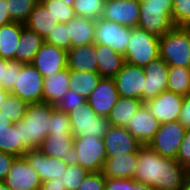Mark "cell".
Instances as JSON below:
<instances>
[{
  "label": "cell",
  "instance_id": "cell-1",
  "mask_svg": "<svg viewBox=\"0 0 190 190\" xmlns=\"http://www.w3.org/2000/svg\"><path fill=\"white\" fill-rule=\"evenodd\" d=\"M189 174L176 159L164 157L148 145H142L138 150V167L133 179L154 190H181Z\"/></svg>",
  "mask_w": 190,
  "mask_h": 190
},
{
  "label": "cell",
  "instance_id": "cell-2",
  "mask_svg": "<svg viewBox=\"0 0 190 190\" xmlns=\"http://www.w3.org/2000/svg\"><path fill=\"white\" fill-rule=\"evenodd\" d=\"M55 109V105L48 102L29 103L23 119L14 123L20 127L21 144L27 150L38 149L48 135Z\"/></svg>",
  "mask_w": 190,
  "mask_h": 190
},
{
  "label": "cell",
  "instance_id": "cell-3",
  "mask_svg": "<svg viewBox=\"0 0 190 190\" xmlns=\"http://www.w3.org/2000/svg\"><path fill=\"white\" fill-rule=\"evenodd\" d=\"M159 57L169 67L190 68V32L184 26H174L160 36Z\"/></svg>",
  "mask_w": 190,
  "mask_h": 190
},
{
  "label": "cell",
  "instance_id": "cell-4",
  "mask_svg": "<svg viewBox=\"0 0 190 190\" xmlns=\"http://www.w3.org/2000/svg\"><path fill=\"white\" fill-rule=\"evenodd\" d=\"M173 0H142L137 27L162 36L175 25L172 22Z\"/></svg>",
  "mask_w": 190,
  "mask_h": 190
},
{
  "label": "cell",
  "instance_id": "cell-5",
  "mask_svg": "<svg viewBox=\"0 0 190 190\" xmlns=\"http://www.w3.org/2000/svg\"><path fill=\"white\" fill-rule=\"evenodd\" d=\"M160 37L138 27L132 28L124 60L126 63L145 68L159 58Z\"/></svg>",
  "mask_w": 190,
  "mask_h": 190
},
{
  "label": "cell",
  "instance_id": "cell-6",
  "mask_svg": "<svg viewBox=\"0 0 190 190\" xmlns=\"http://www.w3.org/2000/svg\"><path fill=\"white\" fill-rule=\"evenodd\" d=\"M68 116L74 137L89 135L103 138L110 127L108 117L97 115L88 103L74 108Z\"/></svg>",
  "mask_w": 190,
  "mask_h": 190
},
{
  "label": "cell",
  "instance_id": "cell-7",
  "mask_svg": "<svg viewBox=\"0 0 190 190\" xmlns=\"http://www.w3.org/2000/svg\"><path fill=\"white\" fill-rule=\"evenodd\" d=\"M186 131L178 120L160 124V128L147 145L164 157L176 159Z\"/></svg>",
  "mask_w": 190,
  "mask_h": 190
},
{
  "label": "cell",
  "instance_id": "cell-8",
  "mask_svg": "<svg viewBox=\"0 0 190 190\" xmlns=\"http://www.w3.org/2000/svg\"><path fill=\"white\" fill-rule=\"evenodd\" d=\"M78 164L89 172H100L107 159L103 138L89 135L74 138Z\"/></svg>",
  "mask_w": 190,
  "mask_h": 190
},
{
  "label": "cell",
  "instance_id": "cell-9",
  "mask_svg": "<svg viewBox=\"0 0 190 190\" xmlns=\"http://www.w3.org/2000/svg\"><path fill=\"white\" fill-rule=\"evenodd\" d=\"M44 77L31 63H23L10 94L26 103L43 102Z\"/></svg>",
  "mask_w": 190,
  "mask_h": 190
},
{
  "label": "cell",
  "instance_id": "cell-10",
  "mask_svg": "<svg viewBox=\"0 0 190 190\" xmlns=\"http://www.w3.org/2000/svg\"><path fill=\"white\" fill-rule=\"evenodd\" d=\"M132 28L99 18L96 20L95 44L109 46L114 51L125 54L130 41Z\"/></svg>",
  "mask_w": 190,
  "mask_h": 190
},
{
  "label": "cell",
  "instance_id": "cell-11",
  "mask_svg": "<svg viewBox=\"0 0 190 190\" xmlns=\"http://www.w3.org/2000/svg\"><path fill=\"white\" fill-rule=\"evenodd\" d=\"M113 79L120 97L135 98L142 101V89H144L146 80L143 67L125 62Z\"/></svg>",
  "mask_w": 190,
  "mask_h": 190
},
{
  "label": "cell",
  "instance_id": "cell-12",
  "mask_svg": "<svg viewBox=\"0 0 190 190\" xmlns=\"http://www.w3.org/2000/svg\"><path fill=\"white\" fill-rule=\"evenodd\" d=\"M184 96L171 91H163L157 97L144 103L160 124L178 120Z\"/></svg>",
  "mask_w": 190,
  "mask_h": 190
},
{
  "label": "cell",
  "instance_id": "cell-13",
  "mask_svg": "<svg viewBox=\"0 0 190 190\" xmlns=\"http://www.w3.org/2000/svg\"><path fill=\"white\" fill-rule=\"evenodd\" d=\"M23 157L32 169L39 175L41 182L63 178L68 165L63 159L48 157L39 149H29Z\"/></svg>",
  "mask_w": 190,
  "mask_h": 190
},
{
  "label": "cell",
  "instance_id": "cell-14",
  "mask_svg": "<svg viewBox=\"0 0 190 190\" xmlns=\"http://www.w3.org/2000/svg\"><path fill=\"white\" fill-rule=\"evenodd\" d=\"M67 51L44 42L31 64L45 78L67 68Z\"/></svg>",
  "mask_w": 190,
  "mask_h": 190
},
{
  "label": "cell",
  "instance_id": "cell-15",
  "mask_svg": "<svg viewBox=\"0 0 190 190\" xmlns=\"http://www.w3.org/2000/svg\"><path fill=\"white\" fill-rule=\"evenodd\" d=\"M140 15L138 0H109L104 3L102 19L130 28L137 27Z\"/></svg>",
  "mask_w": 190,
  "mask_h": 190
},
{
  "label": "cell",
  "instance_id": "cell-16",
  "mask_svg": "<svg viewBox=\"0 0 190 190\" xmlns=\"http://www.w3.org/2000/svg\"><path fill=\"white\" fill-rule=\"evenodd\" d=\"M10 190H40L41 180L24 157H17L3 180Z\"/></svg>",
  "mask_w": 190,
  "mask_h": 190
},
{
  "label": "cell",
  "instance_id": "cell-17",
  "mask_svg": "<svg viewBox=\"0 0 190 190\" xmlns=\"http://www.w3.org/2000/svg\"><path fill=\"white\" fill-rule=\"evenodd\" d=\"M73 134L47 135L38 149L48 157L63 159L67 165L78 163V154L73 147Z\"/></svg>",
  "mask_w": 190,
  "mask_h": 190
},
{
  "label": "cell",
  "instance_id": "cell-18",
  "mask_svg": "<svg viewBox=\"0 0 190 190\" xmlns=\"http://www.w3.org/2000/svg\"><path fill=\"white\" fill-rule=\"evenodd\" d=\"M169 66L159 57L151 61L145 68L146 80L142 89V102L157 97L161 92L167 90Z\"/></svg>",
  "mask_w": 190,
  "mask_h": 190
},
{
  "label": "cell",
  "instance_id": "cell-19",
  "mask_svg": "<svg viewBox=\"0 0 190 190\" xmlns=\"http://www.w3.org/2000/svg\"><path fill=\"white\" fill-rule=\"evenodd\" d=\"M103 141L107 157L138 152L142 146L124 126L110 125Z\"/></svg>",
  "mask_w": 190,
  "mask_h": 190
},
{
  "label": "cell",
  "instance_id": "cell-20",
  "mask_svg": "<svg viewBox=\"0 0 190 190\" xmlns=\"http://www.w3.org/2000/svg\"><path fill=\"white\" fill-rule=\"evenodd\" d=\"M113 78L101 77L97 87L87 98V103L97 115L107 117L119 99Z\"/></svg>",
  "mask_w": 190,
  "mask_h": 190
},
{
  "label": "cell",
  "instance_id": "cell-21",
  "mask_svg": "<svg viewBox=\"0 0 190 190\" xmlns=\"http://www.w3.org/2000/svg\"><path fill=\"white\" fill-rule=\"evenodd\" d=\"M125 127L141 145H147L160 128V123L143 104Z\"/></svg>",
  "mask_w": 190,
  "mask_h": 190
},
{
  "label": "cell",
  "instance_id": "cell-22",
  "mask_svg": "<svg viewBox=\"0 0 190 190\" xmlns=\"http://www.w3.org/2000/svg\"><path fill=\"white\" fill-rule=\"evenodd\" d=\"M138 167V152L107 157L101 172L106 178H133Z\"/></svg>",
  "mask_w": 190,
  "mask_h": 190
},
{
  "label": "cell",
  "instance_id": "cell-23",
  "mask_svg": "<svg viewBox=\"0 0 190 190\" xmlns=\"http://www.w3.org/2000/svg\"><path fill=\"white\" fill-rule=\"evenodd\" d=\"M0 151L23 157L27 149L21 144L20 127L2 115L0 111Z\"/></svg>",
  "mask_w": 190,
  "mask_h": 190
},
{
  "label": "cell",
  "instance_id": "cell-24",
  "mask_svg": "<svg viewBox=\"0 0 190 190\" xmlns=\"http://www.w3.org/2000/svg\"><path fill=\"white\" fill-rule=\"evenodd\" d=\"M67 68L69 70L98 72L96 44L77 46L67 51Z\"/></svg>",
  "mask_w": 190,
  "mask_h": 190
},
{
  "label": "cell",
  "instance_id": "cell-25",
  "mask_svg": "<svg viewBox=\"0 0 190 190\" xmlns=\"http://www.w3.org/2000/svg\"><path fill=\"white\" fill-rule=\"evenodd\" d=\"M95 27L96 21L81 16H75L66 22L71 48L94 43Z\"/></svg>",
  "mask_w": 190,
  "mask_h": 190
},
{
  "label": "cell",
  "instance_id": "cell-26",
  "mask_svg": "<svg viewBox=\"0 0 190 190\" xmlns=\"http://www.w3.org/2000/svg\"><path fill=\"white\" fill-rule=\"evenodd\" d=\"M70 89L69 69L44 78L43 102L56 105Z\"/></svg>",
  "mask_w": 190,
  "mask_h": 190
},
{
  "label": "cell",
  "instance_id": "cell-27",
  "mask_svg": "<svg viewBox=\"0 0 190 190\" xmlns=\"http://www.w3.org/2000/svg\"><path fill=\"white\" fill-rule=\"evenodd\" d=\"M98 73L101 77L113 78L125 63L124 56L103 44H96Z\"/></svg>",
  "mask_w": 190,
  "mask_h": 190
},
{
  "label": "cell",
  "instance_id": "cell-28",
  "mask_svg": "<svg viewBox=\"0 0 190 190\" xmlns=\"http://www.w3.org/2000/svg\"><path fill=\"white\" fill-rule=\"evenodd\" d=\"M58 23V20H55L51 12L39 1L30 12L25 26L45 39Z\"/></svg>",
  "mask_w": 190,
  "mask_h": 190
},
{
  "label": "cell",
  "instance_id": "cell-29",
  "mask_svg": "<svg viewBox=\"0 0 190 190\" xmlns=\"http://www.w3.org/2000/svg\"><path fill=\"white\" fill-rule=\"evenodd\" d=\"M44 42L45 40L35 31L24 26L15 51V61L31 63Z\"/></svg>",
  "mask_w": 190,
  "mask_h": 190
},
{
  "label": "cell",
  "instance_id": "cell-30",
  "mask_svg": "<svg viewBox=\"0 0 190 190\" xmlns=\"http://www.w3.org/2000/svg\"><path fill=\"white\" fill-rule=\"evenodd\" d=\"M25 24L10 22L0 27V57L5 60H15L22 28Z\"/></svg>",
  "mask_w": 190,
  "mask_h": 190
},
{
  "label": "cell",
  "instance_id": "cell-31",
  "mask_svg": "<svg viewBox=\"0 0 190 190\" xmlns=\"http://www.w3.org/2000/svg\"><path fill=\"white\" fill-rule=\"evenodd\" d=\"M143 104L141 100L135 98L119 97L107 116L110 125L125 127Z\"/></svg>",
  "mask_w": 190,
  "mask_h": 190
},
{
  "label": "cell",
  "instance_id": "cell-32",
  "mask_svg": "<svg viewBox=\"0 0 190 190\" xmlns=\"http://www.w3.org/2000/svg\"><path fill=\"white\" fill-rule=\"evenodd\" d=\"M70 90L80 94L86 100L97 87L101 75L98 72L69 70Z\"/></svg>",
  "mask_w": 190,
  "mask_h": 190
},
{
  "label": "cell",
  "instance_id": "cell-33",
  "mask_svg": "<svg viewBox=\"0 0 190 190\" xmlns=\"http://www.w3.org/2000/svg\"><path fill=\"white\" fill-rule=\"evenodd\" d=\"M190 88V68L169 67L167 90L187 96Z\"/></svg>",
  "mask_w": 190,
  "mask_h": 190
},
{
  "label": "cell",
  "instance_id": "cell-34",
  "mask_svg": "<svg viewBox=\"0 0 190 190\" xmlns=\"http://www.w3.org/2000/svg\"><path fill=\"white\" fill-rule=\"evenodd\" d=\"M28 103L17 96L9 94L5 101L0 105L2 115L8 117L13 123L21 121L27 110Z\"/></svg>",
  "mask_w": 190,
  "mask_h": 190
},
{
  "label": "cell",
  "instance_id": "cell-35",
  "mask_svg": "<svg viewBox=\"0 0 190 190\" xmlns=\"http://www.w3.org/2000/svg\"><path fill=\"white\" fill-rule=\"evenodd\" d=\"M40 0H6L12 22L25 24L30 12Z\"/></svg>",
  "mask_w": 190,
  "mask_h": 190
},
{
  "label": "cell",
  "instance_id": "cell-36",
  "mask_svg": "<svg viewBox=\"0 0 190 190\" xmlns=\"http://www.w3.org/2000/svg\"><path fill=\"white\" fill-rule=\"evenodd\" d=\"M104 3L103 0H74L72 7L76 16L96 21L102 17Z\"/></svg>",
  "mask_w": 190,
  "mask_h": 190
},
{
  "label": "cell",
  "instance_id": "cell-37",
  "mask_svg": "<svg viewBox=\"0 0 190 190\" xmlns=\"http://www.w3.org/2000/svg\"><path fill=\"white\" fill-rule=\"evenodd\" d=\"M89 171L78 163L68 165L63 178H59L66 190H78L82 181L89 175Z\"/></svg>",
  "mask_w": 190,
  "mask_h": 190
},
{
  "label": "cell",
  "instance_id": "cell-38",
  "mask_svg": "<svg viewBox=\"0 0 190 190\" xmlns=\"http://www.w3.org/2000/svg\"><path fill=\"white\" fill-rule=\"evenodd\" d=\"M59 23H66L76 14L72 6L66 5L62 0H40Z\"/></svg>",
  "mask_w": 190,
  "mask_h": 190
},
{
  "label": "cell",
  "instance_id": "cell-39",
  "mask_svg": "<svg viewBox=\"0 0 190 190\" xmlns=\"http://www.w3.org/2000/svg\"><path fill=\"white\" fill-rule=\"evenodd\" d=\"M44 40L66 51L71 49V38L66 28V23L56 24L52 32Z\"/></svg>",
  "mask_w": 190,
  "mask_h": 190
},
{
  "label": "cell",
  "instance_id": "cell-40",
  "mask_svg": "<svg viewBox=\"0 0 190 190\" xmlns=\"http://www.w3.org/2000/svg\"><path fill=\"white\" fill-rule=\"evenodd\" d=\"M73 134L68 113L55 109L51 114V124L48 135Z\"/></svg>",
  "mask_w": 190,
  "mask_h": 190
},
{
  "label": "cell",
  "instance_id": "cell-41",
  "mask_svg": "<svg viewBox=\"0 0 190 190\" xmlns=\"http://www.w3.org/2000/svg\"><path fill=\"white\" fill-rule=\"evenodd\" d=\"M190 21V0H173L172 22L175 26H184Z\"/></svg>",
  "mask_w": 190,
  "mask_h": 190
},
{
  "label": "cell",
  "instance_id": "cell-42",
  "mask_svg": "<svg viewBox=\"0 0 190 190\" xmlns=\"http://www.w3.org/2000/svg\"><path fill=\"white\" fill-rule=\"evenodd\" d=\"M86 103L87 100L83 96L69 89L55 105V108L61 112L69 113L74 108L80 107V105H85Z\"/></svg>",
  "mask_w": 190,
  "mask_h": 190
},
{
  "label": "cell",
  "instance_id": "cell-43",
  "mask_svg": "<svg viewBox=\"0 0 190 190\" xmlns=\"http://www.w3.org/2000/svg\"><path fill=\"white\" fill-rule=\"evenodd\" d=\"M23 63L15 60H7L3 74V88L11 91L15 85L16 78L20 73Z\"/></svg>",
  "mask_w": 190,
  "mask_h": 190
},
{
  "label": "cell",
  "instance_id": "cell-44",
  "mask_svg": "<svg viewBox=\"0 0 190 190\" xmlns=\"http://www.w3.org/2000/svg\"><path fill=\"white\" fill-rule=\"evenodd\" d=\"M106 177L100 172H90L78 190H104Z\"/></svg>",
  "mask_w": 190,
  "mask_h": 190
},
{
  "label": "cell",
  "instance_id": "cell-45",
  "mask_svg": "<svg viewBox=\"0 0 190 190\" xmlns=\"http://www.w3.org/2000/svg\"><path fill=\"white\" fill-rule=\"evenodd\" d=\"M176 160L190 172V130L185 133Z\"/></svg>",
  "mask_w": 190,
  "mask_h": 190
},
{
  "label": "cell",
  "instance_id": "cell-46",
  "mask_svg": "<svg viewBox=\"0 0 190 190\" xmlns=\"http://www.w3.org/2000/svg\"><path fill=\"white\" fill-rule=\"evenodd\" d=\"M17 157L0 151V181H3Z\"/></svg>",
  "mask_w": 190,
  "mask_h": 190
},
{
  "label": "cell",
  "instance_id": "cell-47",
  "mask_svg": "<svg viewBox=\"0 0 190 190\" xmlns=\"http://www.w3.org/2000/svg\"><path fill=\"white\" fill-rule=\"evenodd\" d=\"M106 190H130V178L116 179L106 178Z\"/></svg>",
  "mask_w": 190,
  "mask_h": 190
},
{
  "label": "cell",
  "instance_id": "cell-48",
  "mask_svg": "<svg viewBox=\"0 0 190 190\" xmlns=\"http://www.w3.org/2000/svg\"><path fill=\"white\" fill-rule=\"evenodd\" d=\"M178 121L186 128V130H190V95L184 96Z\"/></svg>",
  "mask_w": 190,
  "mask_h": 190
},
{
  "label": "cell",
  "instance_id": "cell-49",
  "mask_svg": "<svg viewBox=\"0 0 190 190\" xmlns=\"http://www.w3.org/2000/svg\"><path fill=\"white\" fill-rule=\"evenodd\" d=\"M10 22L12 21L9 15L6 0H0V27Z\"/></svg>",
  "mask_w": 190,
  "mask_h": 190
},
{
  "label": "cell",
  "instance_id": "cell-50",
  "mask_svg": "<svg viewBox=\"0 0 190 190\" xmlns=\"http://www.w3.org/2000/svg\"><path fill=\"white\" fill-rule=\"evenodd\" d=\"M40 190H66L59 179L42 182Z\"/></svg>",
  "mask_w": 190,
  "mask_h": 190
},
{
  "label": "cell",
  "instance_id": "cell-51",
  "mask_svg": "<svg viewBox=\"0 0 190 190\" xmlns=\"http://www.w3.org/2000/svg\"><path fill=\"white\" fill-rule=\"evenodd\" d=\"M130 190H154V189L146 183H142L134 180L133 178H130Z\"/></svg>",
  "mask_w": 190,
  "mask_h": 190
},
{
  "label": "cell",
  "instance_id": "cell-52",
  "mask_svg": "<svg viewBox=\"0 0 190 190\" xmlns=\"http://www.w3.org/2000/svg\"><path fill=\"white\" fill-rule=\"evenodd\" d=\"M7 60L0 57V86L3 88V74Z\"/></svg>",
  "mask_w": 190,
  "mask_h": 190
},
{
  "label": "cell",
  "instance_id": "cell-53",
  "mask_svg": "<svg viewBox=\"0 0 190 190\" xmlns=\"http://www.w3.org/2000/svg\"><path fill=\"white\" fill-rule=\"evenodd\" d=\"M9 94V91L5 90L0 86V105L5 101Z\"/></svg>",
  "mask_w": 190,
  "mask_h": 190
},
{
  "label": "cell",
  "instance_id": "cell-54",
  "mask_svg": "<svg viewBox=\"0 0 190 190\" xmlns=\"http://www.w3.org/2000/svg\"><path fill=\"white\" fill-rule=\"evenodd\" d=\"M181 190H190V174L186 177Z\"/></svg>",
  "mask_w": 190,
  "mask_h": 190
},
{
  "label": "cell",
  "instance_id": "cell-55",
  "mask_svg": "<svg viewBox=\"0 0 190 190\" xmlns=\"http://www.w3.org/2000/svg\"><path fill=\"white\" fill-rule=\"evenodd\" d=\"M0 190H10L3 181H0Z\"/></svg>",
  "mask_w": 190,
  "mask_h": 190
},
{
  "label": "cell",
  "instance_id": "cell-56",
  "mask_svg": "<svg viewBox=\"0 0 190 190\" xmlns=\"http://www.w3.org/2000/svg\"><path fill=\"white\" fill-rule=\"evenodd\" d=\"M66 5L72 6L74 0H62Z\"/></svg>",
  "mask_w": 190,
  "mask_h": 190
},
{
  "label": "cell",
  "instance_id": "cell-57",
  "mask_svg": "<svg viewBox=\"0 0 190 190\" xmlns=\"http://www.w3.org/2000/svg\"><path fill=\"white\" fill-rule=\"evenodd\" d=\"M184 27L190 32V21L186 23Z\"/></svg>",
  "mask_w": 190,
  "mask_h": 190
}]
</instances>
